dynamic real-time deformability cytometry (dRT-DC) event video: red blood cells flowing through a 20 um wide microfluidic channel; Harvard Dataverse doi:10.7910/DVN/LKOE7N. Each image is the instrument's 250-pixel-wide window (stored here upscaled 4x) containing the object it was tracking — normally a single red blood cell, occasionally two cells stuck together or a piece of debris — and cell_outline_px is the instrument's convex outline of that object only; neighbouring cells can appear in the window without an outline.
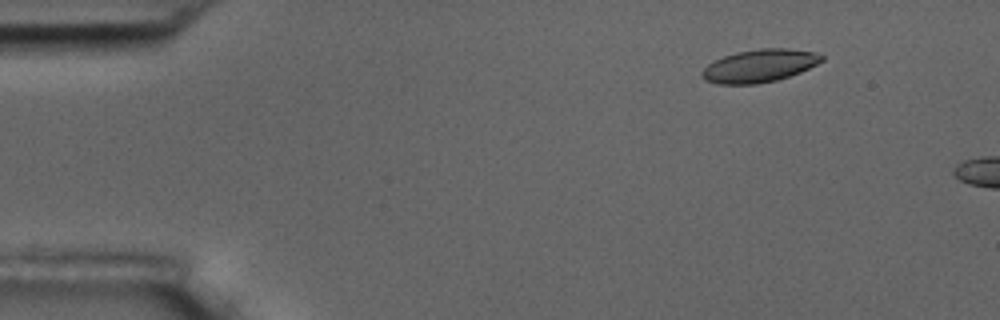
{"species": "common noctule bat (a hibernating species)", "species_latin": "Nyctalus noctula", "temperature_condition": "room temperature", "stored_images_in_passage": 4, "camera_frame_rate_fps": 3000, "um_per_image_px": 0.085, "animal": {"sex": "male", "body_mass_g": 17.5, "forearm_length_mm": 52.3}, "frame": {"image": 1, "passage_image": 2, "time_ms": 2.0, "image_size_px": [1000, 320], "cell_outline_px": [[824, 60], [800, 72], [776, 80], [756, 84], [716, 84], [704, 80], [700, 76], [700, 72], [708, 64], [724, 56], [736, 52], [760, 48], [788, 48], [816, 52], [824, 56]], "centroid_in_image_um": [64.53, 5.59], "position_along_channel_um": 20.5, "area_um2": 22.95}}